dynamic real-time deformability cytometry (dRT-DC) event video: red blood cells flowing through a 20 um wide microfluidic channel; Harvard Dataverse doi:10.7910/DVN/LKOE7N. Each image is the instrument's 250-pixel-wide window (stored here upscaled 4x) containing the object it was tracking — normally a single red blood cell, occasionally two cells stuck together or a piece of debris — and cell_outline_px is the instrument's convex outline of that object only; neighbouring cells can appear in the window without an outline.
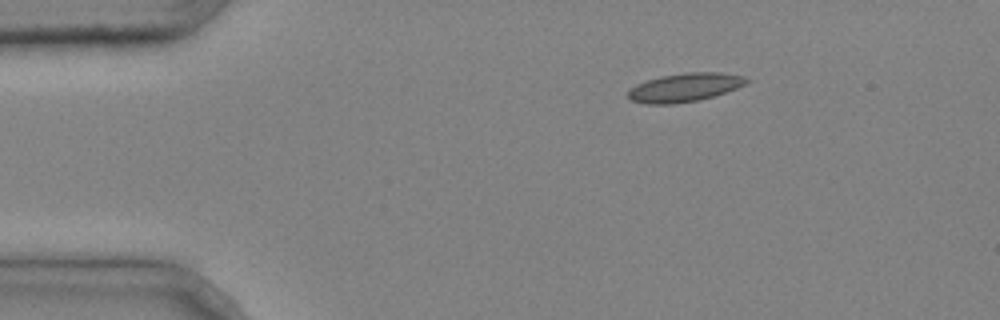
{"species": "common noctule bat (a hibernating species)", "species_latin": "Nyctalus noctula", "temperature_condition": "cold", "stored_images_in_passage": 3, "camera_frame_rate_fps": 3000, "um_per_image_px": 0.085, "animal": {"sex": "male", "body_mass_g": 20.4}, "frame": {"image": 1, "passage_image": 1, "time_ms": 0.0, "image_size_px": [1000, 320], "cell_outline_px": [[752, 80], [748, 84], [712, 96], [696, 100], [672, 104], [644, 104], [632, 100], [628, 96], [628, 88], [636, 84], [660, 76], [684, 72], [720, 72], [744, 76]], "centroid_in_image_um": [58.2, 7.42], "position_along_channel_um": 26.8, "area_um2": 19.77}}
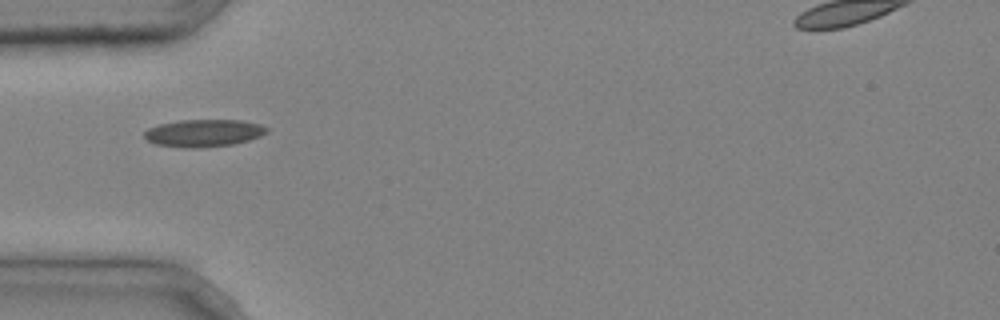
{"frame": {"image": 2, "passage_image": 3, "time_ms": 0.667, "image_size_px": [1000, 320], "cell_outline_px": [[268, 132], [260, 136], [248, 140], [232, 144], [200, 148], [184, 148], [156, 144], [148, 140], [144, 136], [144, 132], [148, 128], [160, 124], [180, 120], [240, 120], [260, 124], [268, 128]], "centroid_in_image_um": [17.31, 11.31], "position_along_channel_um": 67.7, "area_um2": 19.48}}